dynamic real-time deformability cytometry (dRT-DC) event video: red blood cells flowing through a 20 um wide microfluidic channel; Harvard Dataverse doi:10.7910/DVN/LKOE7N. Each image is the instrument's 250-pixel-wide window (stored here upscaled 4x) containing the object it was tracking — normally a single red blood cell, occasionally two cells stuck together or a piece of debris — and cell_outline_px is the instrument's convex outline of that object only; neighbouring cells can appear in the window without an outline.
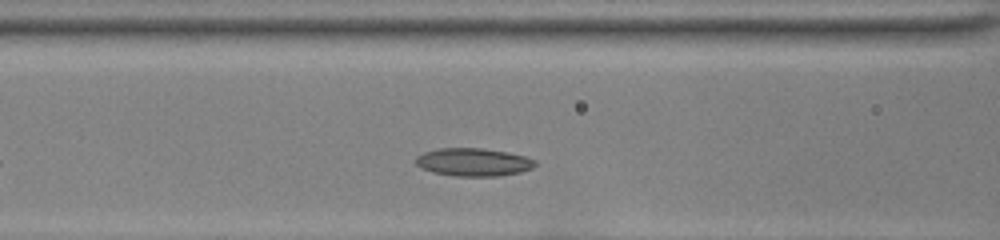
{"species": "common noctule bat (a hibernating species)", "species_latin": "Nyctalus noctula", "temperature_condition": "room temperature", "stored_images_in_passage": 12, "camera_frame_rate_fps": 3000, "um_per_image_px": 0.085, "animal": {"sex": "female", "body_mass_g": 22.0, "forearm_length_mm": 56.7}, "frame": {"image": 1, "passage_image": 7, "time_ms": 2.0, "image_size_px": [1000, 240], "cell_outline_px": [[536, 164], [532, 168], [520, 172], [500, 176], [456, 176], [432, 172], [416, 164], [416, 156], [424, 152], [440, 148], [480, 148], [508, 152], [524, 156], [536, 160]], "centroid_in_image_um": [40.26, 13.78], "position_along_channel_um": 126.3, "area_um2": 19.36}}
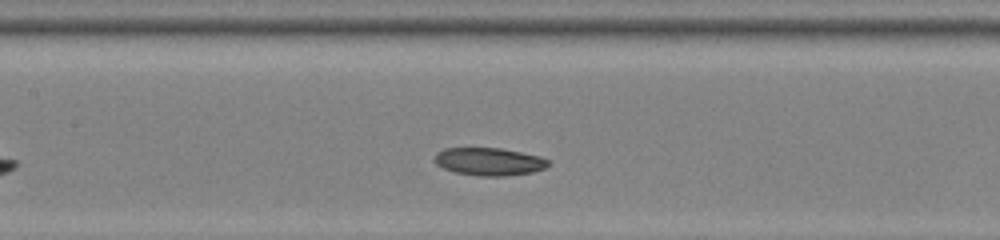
{"frame": {"image": 2, "passage_image": 10, "time_ms": 3.0, "image_size_px": [1000, 240], "cell_outline_px": [[548, 164], [544, 168], [532, 172], [504, 176], [480, 176], [456, 172], [444, 168], [436, 164], [436, 152], [444, 148], [496, 148], [520, 152], [536, 156], [548, 160]], "centroid_in_image_um": [41.54, 13.73], "position_along_channel_um": 165.9, "area_um2": 17.98}}